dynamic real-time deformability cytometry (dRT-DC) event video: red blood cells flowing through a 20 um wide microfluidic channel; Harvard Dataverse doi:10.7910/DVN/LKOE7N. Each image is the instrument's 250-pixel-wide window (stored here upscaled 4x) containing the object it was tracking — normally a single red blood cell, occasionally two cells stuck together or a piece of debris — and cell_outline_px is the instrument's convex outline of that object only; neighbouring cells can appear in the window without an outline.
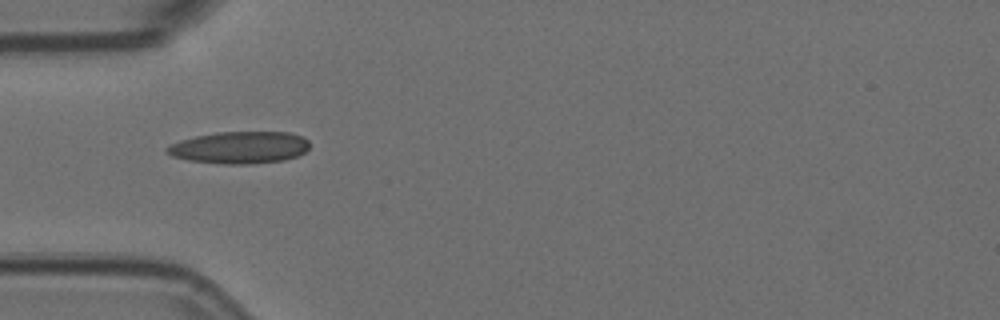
{"species": "Egyptian fruit bat (a non-hibernating species)", "species_latin": "Rousettus aegyptiacus", "temperature_condition": "room temperature", "stored_images_in_passage": 2, "camera_frame_rate_fps": 3000, "um_per_image_px": 0.085, "animal": {"sex": "female"}, "frame": {"image": 1, "passage_image": 1, "time_ms": 0.0, "image_size_px": [1000, 320], "cell_outline_px": [[308, 148], [304, 152], [296, 156], [284, 160], [248, 164], [224, 164], [188, 160], [172, 156], [164, 152], [164, 148], [180, 140], [196, 136], [216, 132], [288, 132], [304, 136], [308, 140]], "centroid_in_image_um": [20.35, 12.53], "position_along_channel_um": 64.6, "area_um2": 26.7}}
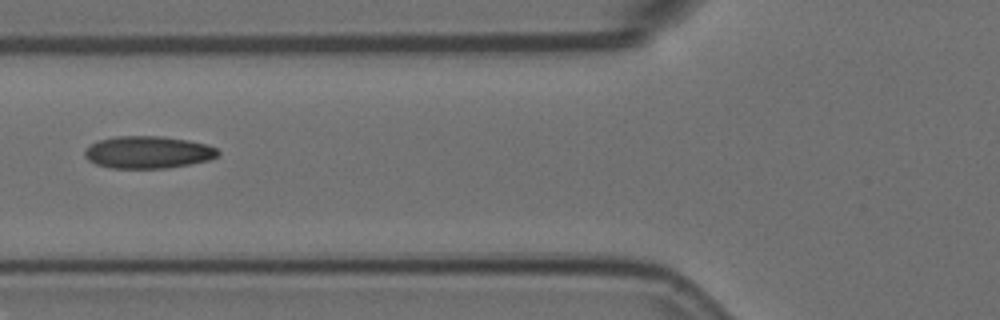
{"frame": {"image": 2, "passage_image": 2, "time_ms": 0.333, "image_size_px": [1000, 320], "cell_outline_px": [[220, 152], [216, 156], [208, 160], [168, 168], [108, 168], [96, 164], [88, 160], [84, 156], [84, 152], [92, 144], [100, 140], [116, 136], [160, 136], [188, 140], [208, 144], [216, 148]], "centroid_in_image_um": [12.58, 12.94], "position_along_channel_um": 113.2, "area_um2": 24.97}}